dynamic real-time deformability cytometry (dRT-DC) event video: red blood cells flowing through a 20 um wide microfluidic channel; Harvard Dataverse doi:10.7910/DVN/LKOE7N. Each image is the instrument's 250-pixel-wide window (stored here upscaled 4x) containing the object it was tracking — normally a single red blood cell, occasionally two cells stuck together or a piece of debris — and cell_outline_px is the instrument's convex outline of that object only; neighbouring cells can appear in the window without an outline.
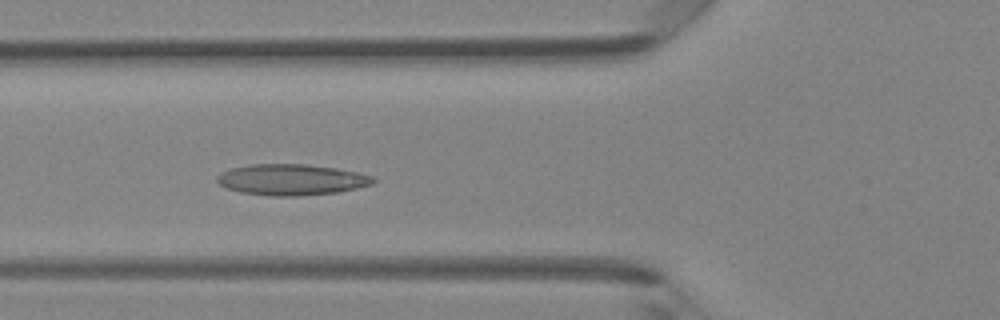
{"species": "Egyptian fruit bat (a non-hibernating species)", "species_latin": "Rousettus aegyptiacus", "temperature_condition": "room temperature", "stored_images_in_passage": 43, "camera_frame_rate_fps": 3000, "um_per_image_px": 0.085, "animal": {"sex": "female"}, "frame": {"image": 1, "passage_image": 16, "time_ms": 5.0, "image_size_px": [1000, 320], "cell_outline_px": [[376, 184], [340, 192], [304, 196], [272, 196], [240, 192], [224, 188], [216, 180], [216, 176], [220, 172], [232, 168], [252, 164], [308, 164], [336, 168], [356, 172], [372, 176], [376, 180]], "centroid_in_image_um": [24.79, 15.28], "position_along_channel_um": 101.0, "area_um2": 28.61}}
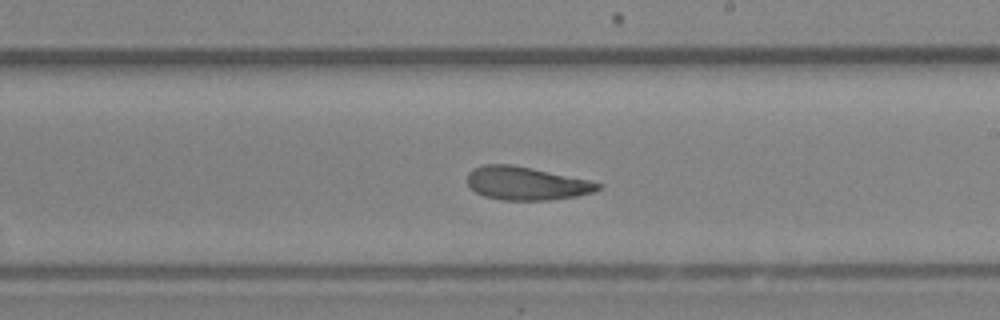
{"frame": {"image": 2, "passage_image": 25, "time_ms": 8.0, "image_size_px": [1000, 320], "cell_outline_px": [[604, 184], [600, 188], [592, 192], [576, 196], [548, 200], [500, 200], [484, 196], [476, 192], [468, 184], [468, 172], [472, 168], [484, 164], [512, 164], [532, 168], [588, 180]], "centroid_in_image_um": [44.71, 15.58], "position_along_channel_um": 244.3, "area_um2": 25.26}}
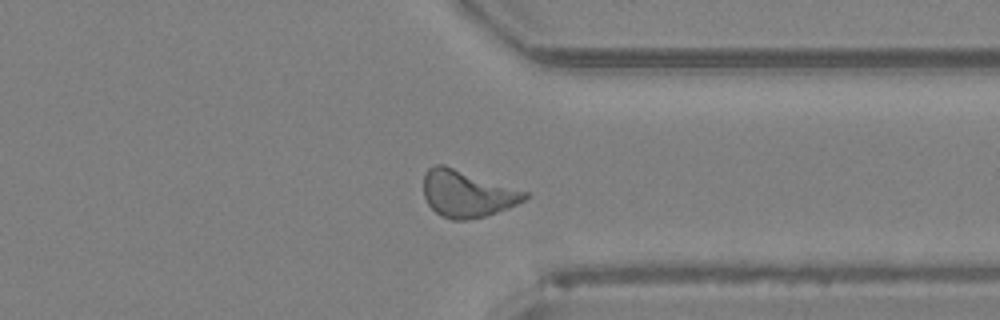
{"frame": {"image": 3, "passage_image": 33, "time_ms": 10.667, "image_size_px": [1000, 320], "cell_outline_px": [[528, 196], [524, 200], [508, 208], [484, 216], [464, 220], [452, 220], [436, 212], [428, 204], [424, 196], [424, 176], [428, 168], [436, 164], [444, 164], [528, 192]], "centroid_in_image_um": [39.69, 16.45], "position_along_channel_um": 371.7, "area_um2": 27.34}}